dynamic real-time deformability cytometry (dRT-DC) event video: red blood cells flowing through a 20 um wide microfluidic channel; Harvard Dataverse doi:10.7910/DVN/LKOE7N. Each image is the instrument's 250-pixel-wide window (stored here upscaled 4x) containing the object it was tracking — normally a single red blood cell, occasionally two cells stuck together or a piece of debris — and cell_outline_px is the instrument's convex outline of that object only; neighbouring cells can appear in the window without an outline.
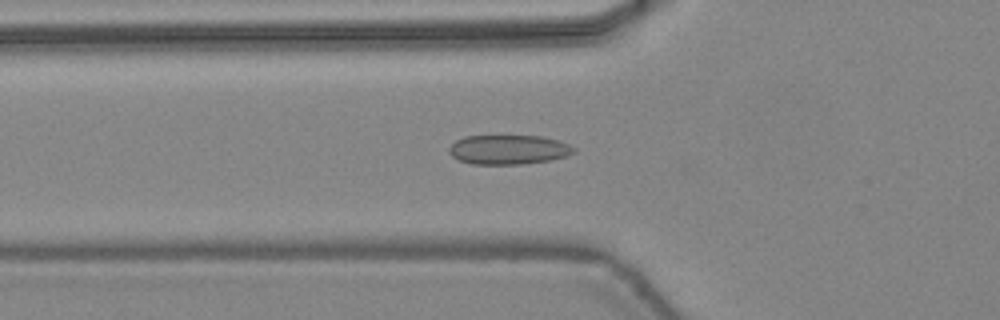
{"species": "common noctule bat (a hibernating species)", "species_latin": "Nyctalus noctula", "temperature_condition": "warm", "stored_images_in_passage": 31, "camera_frame_rate_fps": 3000, "um_per_image_px": 0.085, "animal": {"sex": "female", "body_mass_g": 24.6, "forearm_length_mm": 56.2}, "frame": {"image": 1, "passage_image": 2, "time_ms": 0.333, "image_size_px": [1000, 320], "cell_outline_px": [[576, 152], [568, 156], [552, 160], [524, 164], [472, 164], [460, 160], [452, 156], [448, 152], [448, 148], [456, 140], [464, 136], [540, 136], [560, 140], [576, 148]], "centroid_in_image_um": [43.26, 12.72], "position_along_channel_um": 82.5, "area_um2": 21.62}}
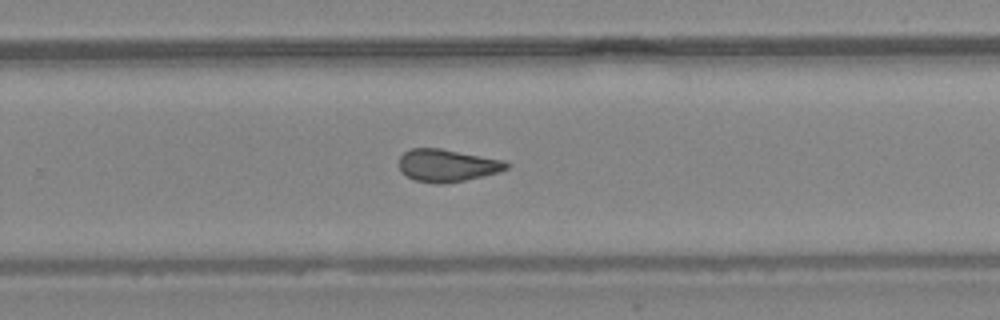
{"frame": {"image": 2, "passage_image": 16, "time_ms": 5.0, "image_size_px": [1000, 320], "cell_outline_px": [[512, 164], [508, 168], [500, 172], [464, 180], [440, 184], [436, 184], [416, 180], [400, 172], [400, 156], [404, 152], [412, 148], [440, 148], [504, 160]], "centroid_in_image_um": [38.03, 14.06], "position_along_channel_um": 291.8, "area_um2": 20.29}}
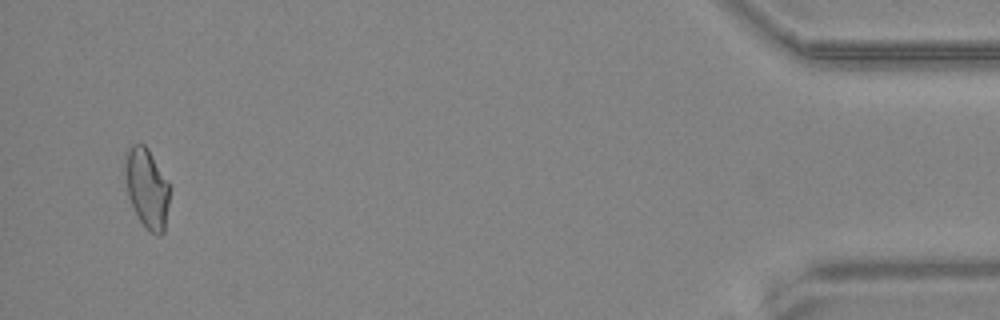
{"frame": {"image": 3, "passage_image": 30, "time_ms": 9.667, "image_size_px": [1000, 320], "cell_outline_px": [[168, 204], [164, 232], [160, 236], [156, 236], [144, 228], [128, 196], [124, 164], [128, 148], [132, 144], [144, 144], [148, 148], [168, 180]], "centroid_in_image_um": [12.49, 16.0], "position_along_channel_um": 422.7, "area_um2": 20.58}, "authors_computed_cell_mechanics": {"area_um2": 20.4612, "velocity_mm_per_s": 4.4626, "shape_relaxation_time_tau1_ms": null, "shape_relaxation_time_tau2_ms": 1.3435, "deformation_change_tau1": null, "deformation_change_tau2": 0.0754}}